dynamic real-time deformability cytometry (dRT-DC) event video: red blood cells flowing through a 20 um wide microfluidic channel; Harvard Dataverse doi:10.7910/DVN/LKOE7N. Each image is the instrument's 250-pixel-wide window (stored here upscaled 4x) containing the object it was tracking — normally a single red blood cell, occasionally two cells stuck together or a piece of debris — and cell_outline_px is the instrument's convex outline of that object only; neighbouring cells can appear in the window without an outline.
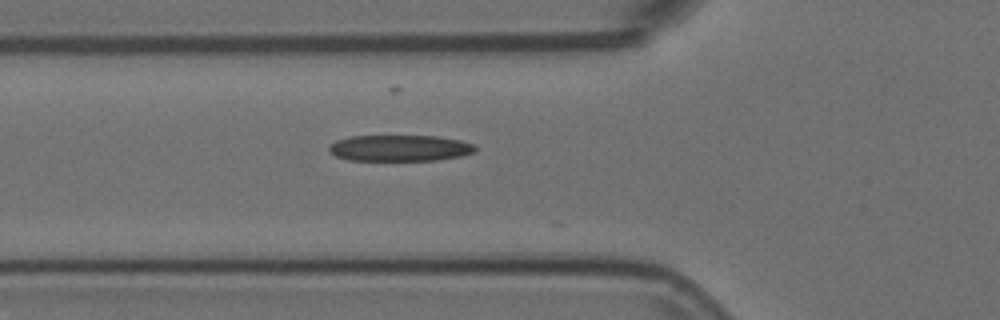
{"species": "Egyptian fruit bat (a non-hibernating species)", "species_latin": "Rousettus aegyptiacus", "temperature_condition": "room temperature", "stored_images_in_passage": 30, "camera_frame_rate_fps": 3000, "um_per_image_px": 0.085, "animal": {"sex": "female"}, "frame": {"image": 1, "passage_image": 2, "time_ms": 0.333, "image_size_px": [1000, 320], "cell_outline_px": [[476, 152], [460, 156], [436, 160], [348, 160], [336, 156], [328, 152], [328, 148], [336, 140], [352, 136], [436, 136], [460, 140], [476, 144]], "centroid_in_image_um": [34.0, 12.58], "position_along_channel_um": 91.8, "area_um2": 22.37}}
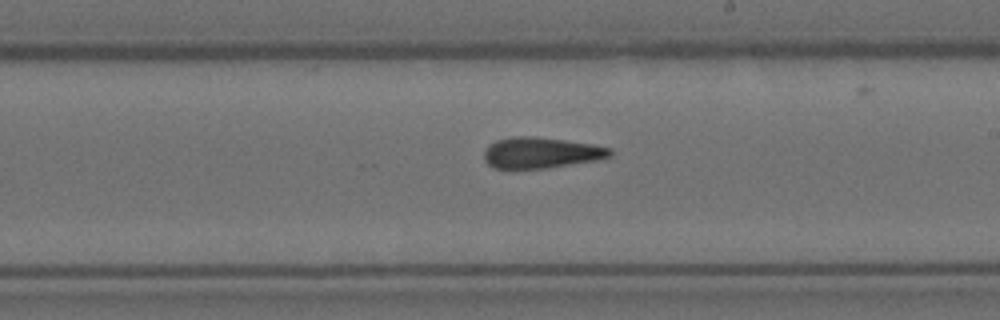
{"frame": {"image": 2, "passage_image": 14, "time_ms": 4.333, "image_size_px": [1000, 320], "cell_outline_px": [[612, 156], [596, 160], [544, 168], [496, 168], [488, 164], [484, 160], [484, 148], [488, 144], [496, 140], [512, 136], [536, 136], [592, 144], [612, 148]], "centroid_in_image_um": [45.96, 12.96], "position_along_channel_um": 243.0, "area_um2": 22.72}}
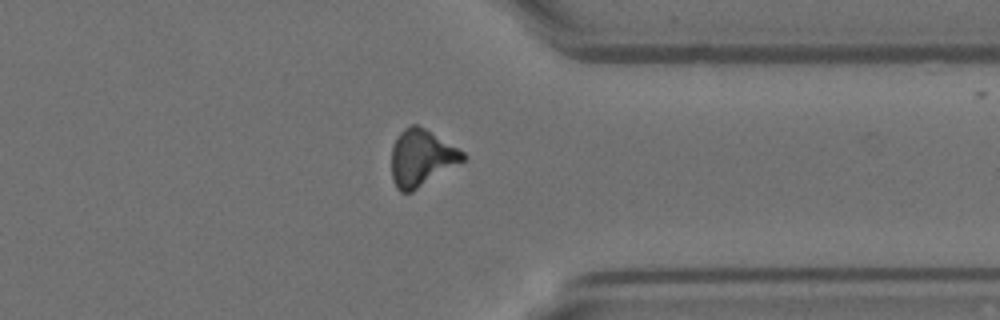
{"frame": {"image": 3, "passage_image": 25, "time_ms": 8.0, "image_size_px": [1000, 320], "cell_outline_px": [[468, 156], [464, 160], [412, 192], [400, 192], [396, 188], [392, 180], [392, 148], [396, 136], [404, 128], [412, 124], [416, 124], [424, 128], [464, 152]], "centroid_in_image_um": [35.79, 13.42], "position_along_channel_um": 375.6, "area_um2": 23.35}}